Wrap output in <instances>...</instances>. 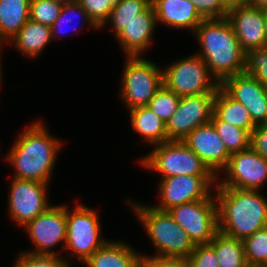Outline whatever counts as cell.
<instances>
[{
  "label": "cell",
  "mask_w": 267,
  "mask_h": 267,
  "mask_svg": "<svg viewBox=\"0 0 267 267\" xmlns=\"http://www.w3.org/2000/svg\"><path fill=\"white\" fill-rule=\"evenodd\" d=\"M195 36L202 48L197 55L219 84L226 78L244 72L246 53L227 18L203 20L196 27Z\"/></svg>",
  "instance_id": "1"
},
{
  "label": "cell",
  "mask_w": 267,
  "mask_h": 267,
  "mask_svg": "<svg viewBox=\"0 0 267 267\" xmlns=\"http://www.w3.org/2000/svg\"><path fill=\"white\" fill-rule=\"evenodd\" d=\"M216 186L219 231L243 240L267 227V200L258 190Z\"/></svg>",
  "instance_id": "2"
},
{
  "label": "cell",
  "mask_w": 267,
  "mask_h": 267,
  "mask_svg": "<svg viewBox=\"0 0 267 267\" xmlns=\"http://www.w3.org/2000/svg\"><path fill=\"white\" fill-rule=\"evenodd\" d=\"M49 135L42 122L37 121L16 138L6 158L16 170L14 178L49 182L62 144Z\"/></svg>",
  "instance_id": "3"
},
{
  "label": "cell",
  "mask_w": 267,
  "mask_h": 267,
  "mask_svg": "<svg viewBox=\"0 0 267 267\" xmlns=\"http://www.w3.org/2000/svg\"><path fill=\"white\" fill-rule=\"evenodd\" d=\"M129 203L133 205L132 208L157 249V256L186 259L189 257L195 244L167 211Z\"/></svg>",
  "instance_id": "4"
},
{
  "label": "cell",
  "mask_w": 267,
  "mask_h": 267,
  "mask_svg": "<svg viewBox=\"0 0 267 267\" xmlns=\"http://www.w3.org/2000/svg\"><path fill=\"white\" fill-rule=\"evenodd\" d=\"M141 164L163 177L172 176H215L203 161L183 142L167 141L157 144Z\"/></svg>",
  "instance_id": "5"
},
{
  "label": "cell",
  "mask_w": 267,
  "mask_h": 267,
  "mask_svg": "<svg viewBox=\"0 0 267 267\" xmlns=\"http://www.w3.org/2000/svg\"><path fill=\"white\" fill-rule=\"evenodd\" d=\"M121 85V97L129 110L147 106L163 85V71L141 56L127 57Z\"/></svg>",
  "instance_id": "6"
},
{
  "label": "cell",
  "mask_w": 267,
  "mask_h": 267,
  "mask_svg": "<svg viewBox=\"0 0 267 267\" xmlns=\"http://www.w3.org/2000/svg\"><path fill=\"white\" fill-rule=\"evenodd\" d=\"M162 71L163 85L180 97L215 94L220 87L206 63L197 54L178 60Z\"/></svg>",
  "instance_id": "7"
},
{
  "label": "cell",
  "mask_w": 267,
  "mask_h": 267,
  "mask_svg": "<svg viewBox=\"0 0 267 267\" xmlns=\"http://www.w3.org/2000/svg\"><path fill=\"white\" fill-rule=\"evenodd\" d=\"M195 245L209 244L218 230L216 199H202L167 210Z\"/></svg>",
  "instance_id": "8"
},
{
  "label": "cell",
  "mask_w": 267,
  "mask_h": 267,
  "mask_svg": "<svg viewBox=\"0 0 267 267\" xmlns=\"http://www.w3.org/2000/svg\"><path fill=\"white\" fill-rule=\"evenodd\" d=\"M67 208L65 247L85 262L107 240L100 239L99 217L95 210L77 205L71 213Z\"/></svg>",
  "instance_id": "9"
},
{
  "label": "cell",
  "mask_w": 267,
  "mask_h": 267,
  "mask_svg": "<svg viewBox=\"0 0 267 267\" xmlns=\"http://www.w3.org/2000/svg\"><path fill=\"white\" fill-rule=\"evenodd\" d=\"M215 94L183 96L166 122L169 141H183L195 128L211 122Z\"/></svg>",
  "instance_id": "10"
},
{
  "label": "cell",
  "mask_w": 267,
  "mask_h": 267,
  "mask_svg": "<svg viewBox=\"0 0 267 267\" xmlns=\"http://www.w3.org/2000/svg\"><path fill=\"white\" fill-rule=\"evenodd\" d=\"M217 180L216 176L193 175L161 178L159 185L161 204L153 207L161 211H167L174 206L187 202L215 199L210 193L212 188L210 186L215 184Z\"/></svg>",
  "instance_id": "11"
},
{
  "label": "cell",
  "mask_w": 267,
  "mask_h": 267,
  "mask_svg": "<svg viewBox=\"0 0 267 267\" xmlns=\"http://www.w3.org/2000/svg\"><path fill=\"white\" fill-rule=\"evenodd\" d=\"M24 227L28 231L35 249L29 253L36 255H57L51 249L63 242L65 247L67 228V208L64 205L50 206L45 212L27 222ZM52 247V248H51Z\"/></svg>",
  "instance_id": "12"
},
{
  "label": "cell",
  "mask_w": 267,
  "mask_h": 267,
  "mask_svg": "<svg viewBox=\"0 0 267 267\" xmlns=\"http://www.w3.org/2000/svg\"><path fill=\"white\" fill-rule=\"evenodd\" d=\"M224 170L228 176L220 186L259 191L267 179V160L250 146L231 154Z\"/></svg>",
  "instance_id": "13"
},
{
  "label": "cell",
  "mask_w": 267,
  "mask_h": 267,
  "mask_svg": "<svg viewBox=\"0 0 267 267\" xmlns=\"http://www.w3.org/2000/svg\"><path fill=\"white\" fill-rule=\"evenodd\" d=\"M47 185L33 180H12L8 206L10 216L18 225L24 226L51 206L46 197Z\"/></svg>",
  "instance_id": "14"
},
{
  "label": "cell",
  "mask_w": 267,
  "mask_h": 267,
  "mask_svg": "<svg viewBox=\"0 0 267 267\" xmlns=\"http://www.w3.org/2000/svg\"><path fill=\"white\" fill-rule=\"evenodd\" d=\"M220 87L248 110L256 125L267 123V86L242 72L226 78Z\"/></svg>",
  "instance_id": "15"
},
{
  "label": "cell",
  "mask_w": 267,
  "mask_h": 267,
  "mask_svg": "<svg viewBox=\"0 0 267 267\" xmlns=\"http://www.w3.org/2000/svg\"><path fill=\"white\" fill-rule=\"evenodd\" d=\"M183 142L203 161L218 178L219 171L225 169L231 154L218 136L212 122L195 128Z\"/></svg>",
  "instance_id": "16"
},
{
  "label": "cell",
  "mask_w": 267,
  "mask_h": 267,
  "mask_svg": "<svg viewBox=\"0 0 267 267\" xmlns=\"http://www.w3.org/2000/svg\"><path fill=\"white\" fill-rule=\"evenodd\" d=\"M236 38L245 53L267 47L264 9L244 5L228 11Z\"/></svg>",
  "instance_id": "17"
},
{
  "label": "cell",
  "mask_w": 267,
  "mask_h": 267,
  "mask_svg": "<svg viewBox=\"0 0 267 267\" xmlns=\"http://www.w3.org/2000/svg\"><path fill=\"white\" fill-rule=\"evenodd\" d=\"M156 25L155 11L150 5L121 30L116 38L127 57L141 56V52L150 46Z\"/></svg>",
  "instance_id": "18"
},
{
  "label": "cell",
  "mask_w": 267,
  "mask_h": 267,
  "mask_svg": "<svg viewBox=\"0 0 267 267\" xmlns=\"http://www.w3.org/2000/svg\"><path fill=\"white\" fill-rule=\"evenodd\" d=\"M151 5L157 24L161 22L170 27L187 28L195 32L196 27L204 20L189 0H151Z\"/></svg>",
  "instance_id": "19"
},
{
  "label": "cell",
  "mask_w": 267,
  "mask_h": 267,
  "mask_svg": "<svg viewBox=\"0 0 267 267\" xmlns=\"http://www.w3.org/2000/svg\"><path fill=\"white\" fill-rule=\"evenodd\" d=\"M141 255L124 242L106 241L85 262L89 267H139Z\"/></svg>",
  "instance_id": "20"
},
{
  "label": "cell",
  "mask_w": 267,
  "mask_h": 267,
  "mask_svg": "<svg viewBox=\"0 0 267 267\" xmlns=\"http://www.w3.org/2000/svg\"><path fill=\"white\" fill-rule=\"evenodd\" d=\"M213 114L219 120L247 130L250 134L257 126L248 110L240 102L231 98L221 87L215 93Z\"/></svg>",
  "instance_id": "21"
},
{
  "label": "cell",
  "mask_w": 267,
  "mask_h": 267,
  "mask_svg": "<svg viewBox=\"0 0 267 267\" xmlns=\"http://www.w3.org/2000/svg\"><path fill=\"white\" fill-rule=\"evenodd\" d=\"M129 112L133 129L144 137V141L152 145L169 141L166 123L147 106L136 107Z\"/></svg>",
  "instance_id": "22"
},
{
  "label": "cell",
  "mask_w": 267,
  "mask_h": 267,
  "mask_svg": "<svg viewBox=\"0 0 267 267\" xmlns=\"http://www.w3.org/2000/svg\"><path fill=\"white\" fill-rule=\"evenodd\" d=\"M52 39L51 26L28 20L11 39L21 53L37 57Z\"/></svg>",
  "instance_id": "23"
},
{
  "label": "cell",
  "mask_w": 267,
  "mask_h": 267,
  "mask_svg": "<svg viewBox=\"0 0 267 267\" xmlns=\"http://www.w3.org/2000/svg\"><path fill=\"white\" fill-rule=\"evenodd\" d=\"M30 0H0V36L8 42L30 19Z\"/></svg>",
  "instance_id": "24"
},
{
  "label": "cell",
  "mask_w": 267,
  "mask_h": 267,
  "mask_svg": "<svg viewBox=\"0 0 267 267\" xmlns=\"http://www.w3.org/2000/svg\"><path fill=\"white\" fill-rule=\"evenodd\" d=\"M209 244L215 249L219 267H249L241 239L218 231Z\"/></svg>",
  "instance_id": "25"
},
{
  "label": "cell",
  "mask_w": 267,
  "mask_h": 267,
  "mask_svg": "<svg viewBox=\"0 0 267 267\" xmlns=\"http://www.w3.org/2000/svg\"><path fill=\"white\" fill-rule=\"evenodd\" d=\"M211 122L230 154L240 152L250 147L251 134L247 130L223 122L214 114L212 115Z\"/></svg>",
  "instance_id": "26"
},
{
  "label": "cell",
  "mask_w": 267,
  "mask_h": 267,
  "mask_svg": "<svg viewBox=\"0 0 267 267\" xmlns=\"http://www.w3.org/2000/svg\"><path fill=\"white\" fill-rule=\"evenodd\" d=\"M150 5L151 0H121L114 6L108 20L113 26L112 29L115 31V36Z\"/></svg>",
  "instance_id": "27"
},
{
  "label": "cell",
  "mask_w": 267,
  "mask_h": 267,
  "mask_svg": "<svg viewBox=\"0 0 267 267\" xmlns=\"http://www.w3.org/2000/svg\"><path fill=\"white\" fill-rule=\"evenodd\" d=\"M244 252L249 267H267V227L244 238Z\"/></svg>",
  "instance_id": "28"
},
{
  "label": "cell",
  "mask_w": 267,
  "mask_h": 267,
  "mask_svg": "<svg viewBox=\"0 0 267 267\" xmlns=\"http://www.w3.org/2000/svg\"><path fill=\"white\" fill-rule=\"evenodd\" d=\"M180 98L176 93L162 85L147 107L166 123L176 111Z\"/></svg>",
  "instance_id": "29"
},
{
  "label": "cell",
  "mask_w": 267,
  "mask_h": 267,
  "mask_svg": "<svg viewBox=\"0 0 267 267\" xmlns=\"http://www.w3.org/2000/svg\"><path fill=\"white\" fill-rule=\"evenodd\" d=\"M62 6L55 0H30V20L52 26L59 17Z\"/></svg>",
  "instance_id": "30"
},
{
  "label": "cell",
  "mask_w": 267,
  "mask_h": 267,
  "mask_svg": "<svg viewBox=\"0 0 267 267\" xmlns=\"http://www.w3.org/2000/svg\"><path fill=\"white\" fill-rule=\"evenodd\" d=\"M244 72L267 86V47L250 50L246 53Z\"/></svg>",
  "instance_id": "31"
},
{
  "label": "cell",
  "mask_w": 267,
  "mask_h": 267,
  "mask_svg": "<svg viewBox=\"0 0 267 267\" xmlns=\"http://www.w3.org/2000/svg\"><path fill=\"white\" fill-rule=\"evenodd\" d=\"M57 255L20 253L14 267H70L68 261Z\"/></svg>",
  "instance_id": "32"
},
{
  "label": "cell",
  "mask_w": 267,
  "mask_h": 267,
  "mask_svg": "<svg viewBox=\"0 0 267 267\" xmlns=\"http://www.w3.org/2000/svg\"><path fill=\"white\" fill-rule=\"evenodd\" d=\"M85 9L91 22L100 28L107 24L110 17L112 6L109 0H77Z\"/></svg>",
  "instance_id": "33"
},
{
  "label": "cell",
  "mask_w": 267,
  "mask_h": 267,
  "mask_svg": "<svg viewBox=\"0 0 267 267\" xmlns=\"http://www.w3.org/2000/svg\"><path fill=\"white\" fill-rule=\"evenodd\" d=\"M71 13L70 15H72L73 13H77L82 15L84 18V21H86L87 23L89 22V25L91 24V27L97 28L89 19L87 12L85 11V9L79 4V2L77 0H72L69 3L63 4L61 12L59 17L56 19V21L54 22V24L51 26V36L54 38L59 37L58 34H64L62 32V27L66 25V21H68V23L73 22L71 17H67V15ZM75 15V14H74ZM79 15V16H80ZM63 25V26H62ZM62 26V27H61ZM60 34V35H61Z\"/></svg>",
  "instance_id": "34"
},
{
  "label": "cell",
  "mask_w": 267,
  "mask_h": 267,
  "mask_svg": "<svg viewBox=\"0 0 267 267\" xmlns=\"http://www.w3.org/2000/svg\"><path fill=\"white\" fill-rule=\"evenodd\" d=\"M189 267H219L215 249L210 244H197L187 258Z\"/></svg>",
  "instance_id": "35"
},
{
  "label": "cell",
  "mask_w": 267,
  "mask_h": 267,
  "mask_svg": "<svg viewBox=\"0 0 267 267\" xmlns=\"http://www.w3.org/2000/svg\"><path fill=\"white\" fill-rule=\"evenodd\" d=\"M204 20L227 18L228 11L220 0H189Z\"/></svg>",
  "instance_id": "36"
},
{
  "label": "cell",
  "mask_w": 267,
  "mask_h": 267,
  "mask_svg": "<svg viewBox=\"0 0 267 267\" xmlns=\"http://www.w3.org/2000/svg\"><path fill=\"white\" fill-rule=\"evenodd\" d=\"M140 267H189L187 259L181 257L143 256L140 258Z\"/></svg>",
  "instance_id": "37"
},
{
  "label": "cell",
  "mask_w": 267,
  "mask_h": 267,
  "mask_svg": "<svg viewBox=\"0 0 267 267\" xmlns=\"http://www.w3.org/2000/svg\"><path fill=\"white\" fill-rule=\"evenodd\" d=\"M250 146L267 160V123L258 124L251 132Z\"/></svg>",
  "instance_id": "38"
},
{
  "label": "cell",
  "mask_w": 267,
  "mask_h": 267,
  "mask_svg": "<svg viewBox=\"0 0 267 267\" xmlns=\"http://www.w3.org/2000/svg\"><path fill=\"white\" fill-rule=\"evenodd\" d=\"M222 6L229 11L230 9L248 5V0H220Z\"/></svg>",
  "instance_id": "39"
},
{
  "label": "cell",
  "mask_w": 267,
  "mask_h": 267,
  "mask_svg": "<svg viewBox=\"0 0 267 267\" xmlns=\"http://www.w3.org/2000/svg\"><path fill=\"white\" fill-rule=\"evenodd\" d=\"M248 5L256 8L266 9L267 0H248Z\"/></svg>",
  "instance_id": "40"
},
{
  "label": "cell",
  "mask_w": 267,
  "mask_h": 267,
  "mask_svg": "<svg viewBox=\"0 0 267 267\" xmlns=\"http://www.w3.org/2000/svg\"><path fill=\"white\" fill-rule=\"evenodd\" d=\"M5 42V40L0 36V50H1V45ZM1 53V52H0ZM0 57H1V54H0ZM1 59V58H0ZM1 60H0V74H1Z\"/></svg>",
  "instance_id": "41"
},
{
  "label": "cell",
  "mask_w": 267,
  "mask_h": 267,
  "mask_svg": "<svg viewBox=\"0 0 267 267\" xmlns=\"http://www.w3.org/2000/svg\"><path fill=\"white\" fill-rule=\"evenodd\" d=\"M121 0H109L112 7L116 6Z\"/></svg>",
  "instance_id": "42"
},
{
  "label": "cell",
  "mask_w": 267,
  "mask_h": 267,
  "mask_svg": "<svg viewBox=\"0 0 267 267\" xmlns=\"http://www.w3.org/2000/svg\"><path fill=\"white\" fill-rule=\"evenodd\" d=\"M264 18H265V26H266V33H267V8L264 9Z\"/></svg>",
  "instance_id": "43"
},
{
  "label": "cell",
  "mask_w": 267,
  "mask_h": 267,
  "mask_svg": "<svg viewBox=\"0 0 267 267\" xmlns=\"http://www.w3.org/2000/svg\"><path fill=\"white\" fill-rule=\"evenodd\" d=\"M55 1H57L58 3H61V4H66V3L71 2L72 0H55Z\"/></svg>",
  "instance_id": "44"
}]
</instances>
